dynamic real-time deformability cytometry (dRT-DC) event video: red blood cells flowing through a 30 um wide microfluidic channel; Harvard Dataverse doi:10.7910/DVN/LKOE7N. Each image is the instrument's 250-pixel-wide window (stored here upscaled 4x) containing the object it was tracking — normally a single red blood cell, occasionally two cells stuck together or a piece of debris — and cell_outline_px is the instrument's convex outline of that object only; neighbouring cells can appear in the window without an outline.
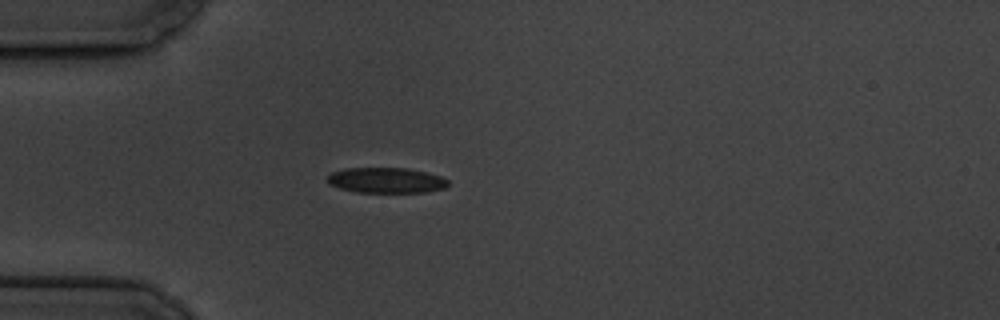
{"species": "common noctule bat (a hibernating species)", "species_latin": "Nyctalus noctula", "temperature_condition": "cold", "stored_images_in_passage": 7, "camera_frame_rate_fps": 3000, "um_per_image_px": 0.085, "animal": {"sex": "male", "body_mass_g": 19.5, "forearm_length_mm": 54.6}, "frame": {"image": 1, "passage_image": 4, "time_ms": 3.667, "image_size_px": [1000, 320], "cell_outline_px": [[448, 184], [444, 188], [424, 192], [356, 192], [340, 188], [328, 184], [328, 176], [332, 172], [344, 168], [408, 168], [440, 176], [448, 180]], "centroid_in_image_um": [32.8, 15.32], "position_along_channel_um": 52.2, "area_um2": 17.74}}
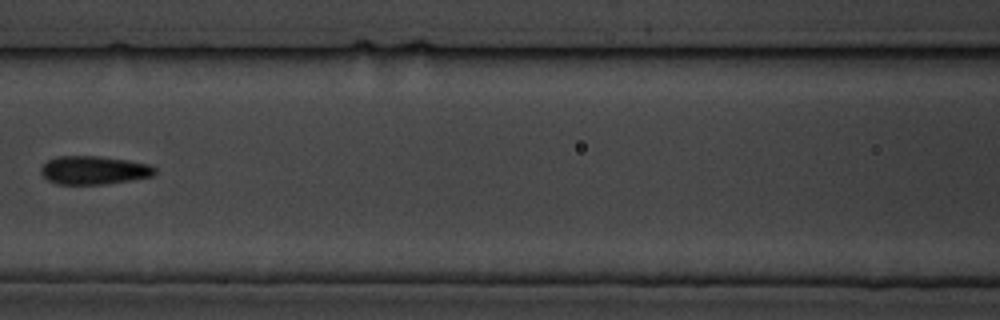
{"frame": {"image": 2, "passage_image": 7, "time_ms": 7.0, "image_size_px": [1000, 320], "cell_outline_px": [[156, 172], [152, 176], [132, 180], [104, 184], [56, 184], [48, 180], [40, 172], [40, 168], [48, 160], [56, 156], [100, 156], [128, 160], [148, 164], [156, 168]], "centroid_in_image_um": [7.97, 14.46], "position_along_channel_um": 158.6, "area_um2": 18.9}}